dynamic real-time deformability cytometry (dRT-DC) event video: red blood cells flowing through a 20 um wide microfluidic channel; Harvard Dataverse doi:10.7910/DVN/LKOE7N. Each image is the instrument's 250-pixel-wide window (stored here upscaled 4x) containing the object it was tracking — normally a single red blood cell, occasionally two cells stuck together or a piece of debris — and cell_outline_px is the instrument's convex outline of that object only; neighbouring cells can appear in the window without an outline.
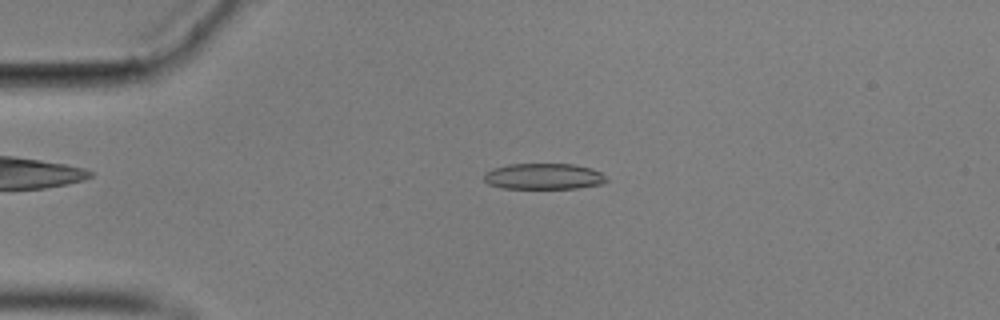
{"species": "common noctule bat (a hibernating species)", "species_latin": "Nyctalus noctula", "temperature_condition": "cold", "stored_images_in_passage": 56, "camera_frame_rate_fps": 3000, "um_per_image_px": 0.085, "animal": {"sex": "male", "body_mass_g": 17.9}, "frame": {"image": 1, "passage_image": 12, "time_ms": 3.667, "image_size_px": [1000, 320], "cell_outline_px": [[608, 180], [600, 184], [576, 188], [500, 188], [488, 184], [484, 180], [484, 172], [492, 168], [508, 164], [572, 164], [592, 168], [600, 172]], "centroid_in_image_um": [46.16, 14.99], "position_along_channel_um": 38.8, "area_um2": 18.55}}
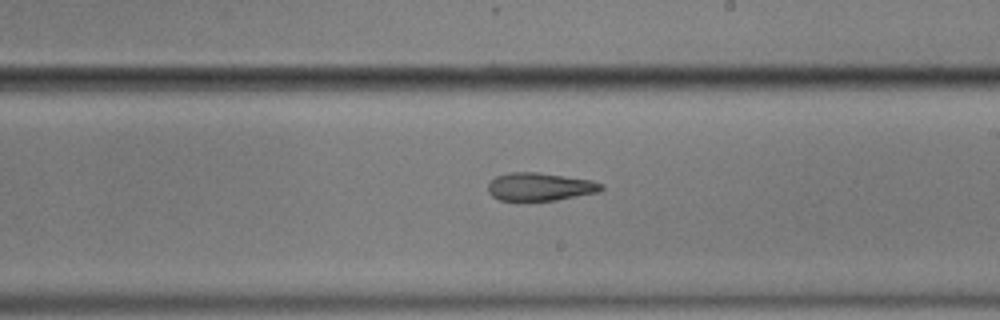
{"frame": {"image": 2, "passage_image": 32, "time_ms": 10.333, "image_size_px": [1000, 320], "cell_outline_px": [[604, 188], [600, 192], [556, 200], [500, 200], [492, 196], [488, 192], [488, 184], [496, 176], [508, 172], [540, 172], [592, 180], [604, 184]], "centroid_in_image_um": [45.93, 15.86], "position_along_channel_um": 243.1, "area_um2": 18.61}}
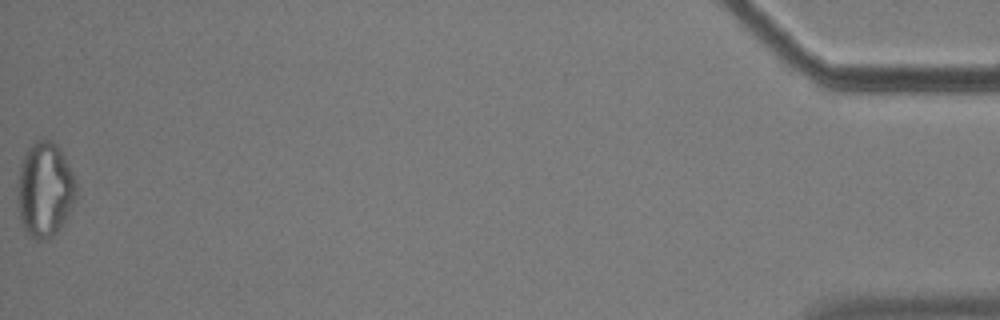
{"frame": {"image": 3, "passage_image": 56, "time_ms": 18.333, "image_size_px": [1000, 320], "cell_outline_px": [[76, 196], [60, 228], [48, 240], [36, 240], [20, 224], [16, 192], [20, 164], [24, 152], [40, 136], [52, 140], [60, 148], [72, 172], [76, 184]], "centroid_in_image_um": [3.77, 16.08], "position_along_channel_um": 431.4, "area_um2": 32.77}, "authors_computed_cell_mechanics": {"area_um2": 19.4786, "velocity_mm_per_s": 3.537, "shape_relaxation_time_tau1_ms": null, "shape_relaxation_time_tau2_ms": 4.4127, "deformation_change_tau1": null, "deformation_change_tau2": 0.1341}}